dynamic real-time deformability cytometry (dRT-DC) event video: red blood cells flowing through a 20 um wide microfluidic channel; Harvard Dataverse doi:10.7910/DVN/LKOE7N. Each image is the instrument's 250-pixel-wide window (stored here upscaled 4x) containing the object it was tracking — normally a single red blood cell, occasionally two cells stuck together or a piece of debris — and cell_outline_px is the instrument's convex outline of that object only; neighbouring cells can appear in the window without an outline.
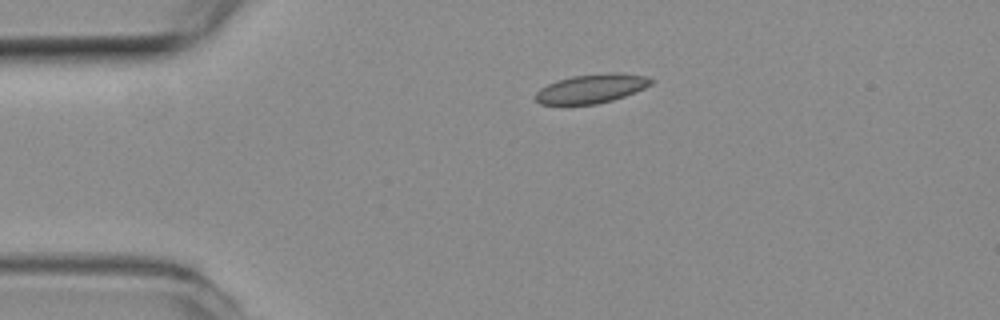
{"species": "common noctule bat (a hibernating species)", "species_latin": "Nyctalus noctula", "temperature_condition": "room temperature", "stored_images_in_passage": 36, "camera_frame_rate_fps": 3000, "um_per_image_px": 0.085, "animal": {"sex": "female", "body_mass_g": 19.3, "forearm_length_mm": 54.1}, "frame": {"image": 1, "passage_image": 1, "time_ms": 0.0, "image_size_px": [1000, 320], "cell_outline_px": [[656, 80], [652, 84], [644, 88], [624, 96], [612, 100], [596, 104], [540, 104], [536, 100], [536, 92], [540, 88], [556, 80], [572, 76], [612, 72], [620, 72], [644, 76]], "centroid_in_image_um": [50.29, 7.52], "position_along_channel_um": 34.7, "area_um2": 19.48}}
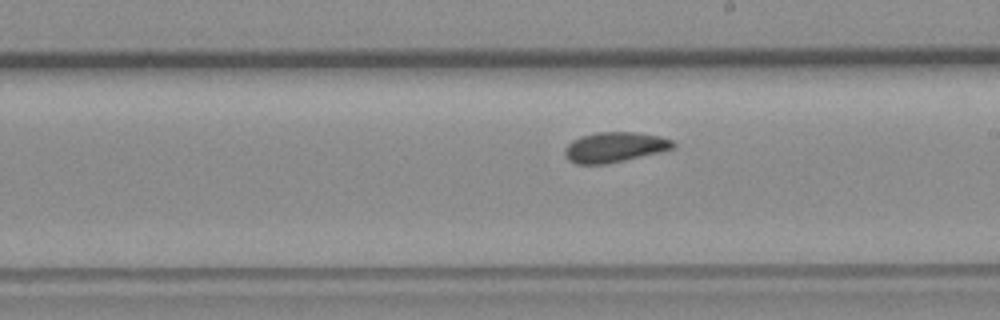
{"frame": {"image": 2, "passage_image": 20, "time_ms": 6.333, "image_size_px": [1000, 320], "cell_outline_px": [[676, 144], [672, 148], [660, 152], [624, 160], [604, 164], [576, 164], [568, 160], [564, 156], [564, 148], [572, 140], [580, 136], [596, 132], [636, 132], [660, 136], [672, 140]], "centroid_in_image_um": [52.2, 12.5], "position_along_channel_um": 236.8, "area_um2": 19.07}}
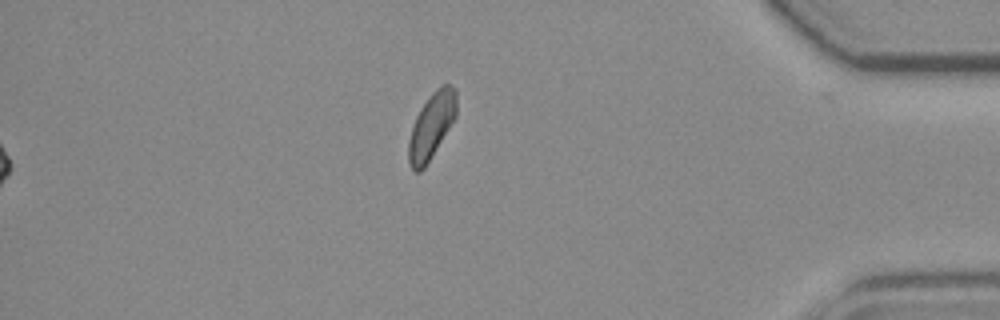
{"frame": {"image": 3, "passage_image": 36, "time_ms": 11.667, "image_size_px": [1000, 320], "cell_outline_px": [[456, 116], [424, 168], [420, 172], [416, 172], [412, 168], [408, 160], [408, 140], [416, 116], [420, 108], [432, 92], [436, 88], [444, 84], [448, 84], [456, 88]], "centroid_in_image_um": [36.67, 10.67], "position_along_channel_um": 398.5, "area_um2": 18.09}, "authors_computed_cell_mechanics": {"area_um2": 18.9584, "velocity_mm_per_s": 3.7873, "shape_relaxation_time_tau1_ms": null, "shape_relaxation_time_tau2_ms": 3.2883, "deformation_change_tau1": null, "deformation_change_tau2": 0.078}}